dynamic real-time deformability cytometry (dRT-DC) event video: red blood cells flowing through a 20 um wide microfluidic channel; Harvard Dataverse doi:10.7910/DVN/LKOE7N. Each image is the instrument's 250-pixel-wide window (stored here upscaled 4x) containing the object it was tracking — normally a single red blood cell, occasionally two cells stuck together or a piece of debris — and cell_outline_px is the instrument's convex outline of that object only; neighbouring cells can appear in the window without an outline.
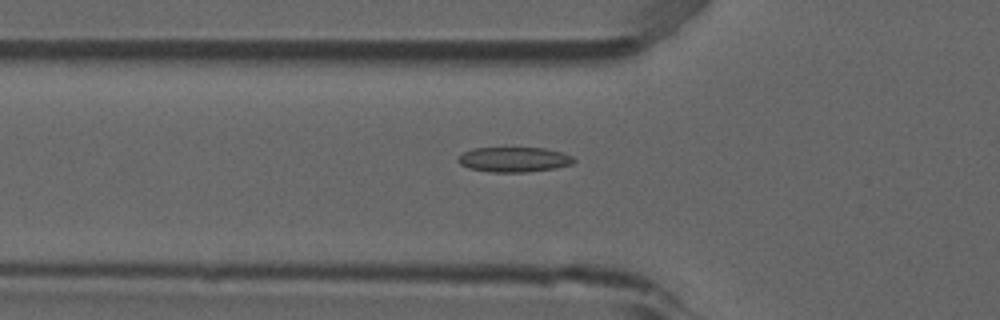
{"species": "common noctule bat (a hibernating species)", "species_latin": "Nyctalus noctula", "temperature_condition": "room temperature", "stored_images_in_passage": 48, "camera_frame_rate_fps": 3000, "um_per_image_px": 0.085, "animal": {"sex": "male", "forearm_length_mm": 52.5}, "frame": {"image": 1, "passage_image": 17, "time_ms": 5.333, "image_size_px": [1000, 320], "cell_outline_px": [[576, 160], [572, 164], [556, 168], [524, 172], [492, 172], [468, 168], [460, 164], [456, 160], [456, 156], [472, 148], [544, 148], [560, 152], [572, 156]], "centroid_in_image_um": [43.65, 13.56], "position_along_channel_um": 82.2, "area_um2": 16.88}}
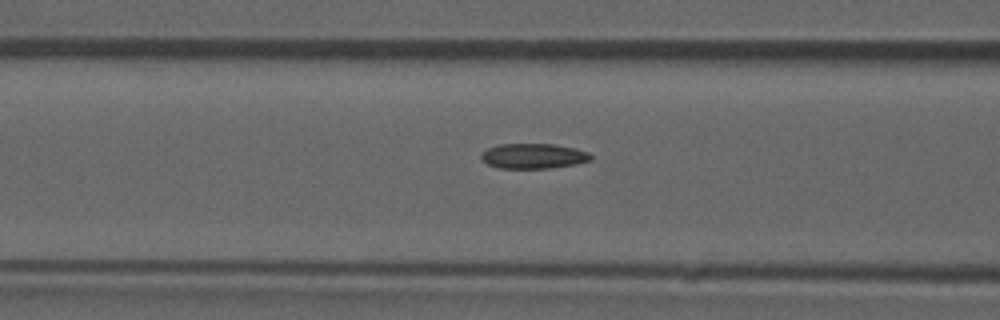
{"frame": {"image": 2, "passage_image": 20, "time_ms": 6.333, "image_size_px": [1000, 320], "cell_outline_px": [[592, 160], [576, 164], [548, 168], [500, 168], [488, 164], [480, 160], [480, 156], [488, 148], [500, 144], [552, 144], [576, 148], [588, 152], [592, 156]], "centroid_in_image_um": [45.35, 13.26], "position_along_channel_um": 121.2, "area_um2": 16.01}}
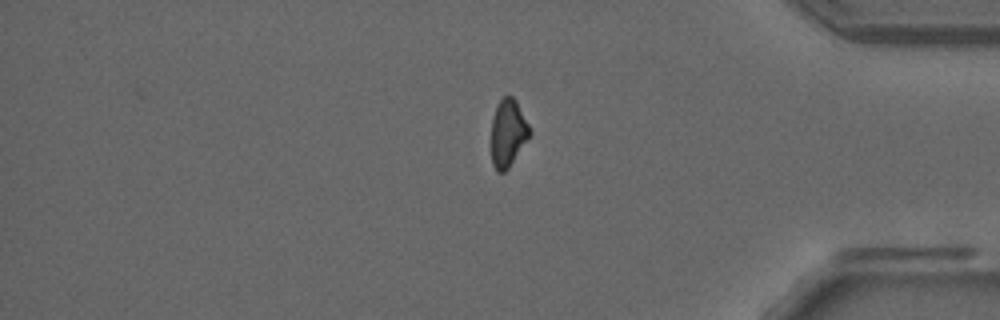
{"frame": {"image": 3, "passage_image": 43, "time_ms": 14.0, "image_size_px": [1000, 320], "cell_outline_px": [[532, 132], [508, 168], [504, 172], [496, 172], [492, 164], [492, 116], [496, 104], [504, 96], [512, 96], [516, 100]], "centroid_in_image_um": [43.16, 11.29], "position_along_channel_um": 392.0, "area_um2": 14.97}, "authors_computed_cell_mechanics": {"area_um2": 16.3863, "velocity_mm_per_s": 3.8593, "shape_relaxation_time_tau1_ms": null, "shape_relaxation_time_tau2_ms": 5.9015, "deformation_change_tau1": null, "deformation_change_tau2": 0.1178}}